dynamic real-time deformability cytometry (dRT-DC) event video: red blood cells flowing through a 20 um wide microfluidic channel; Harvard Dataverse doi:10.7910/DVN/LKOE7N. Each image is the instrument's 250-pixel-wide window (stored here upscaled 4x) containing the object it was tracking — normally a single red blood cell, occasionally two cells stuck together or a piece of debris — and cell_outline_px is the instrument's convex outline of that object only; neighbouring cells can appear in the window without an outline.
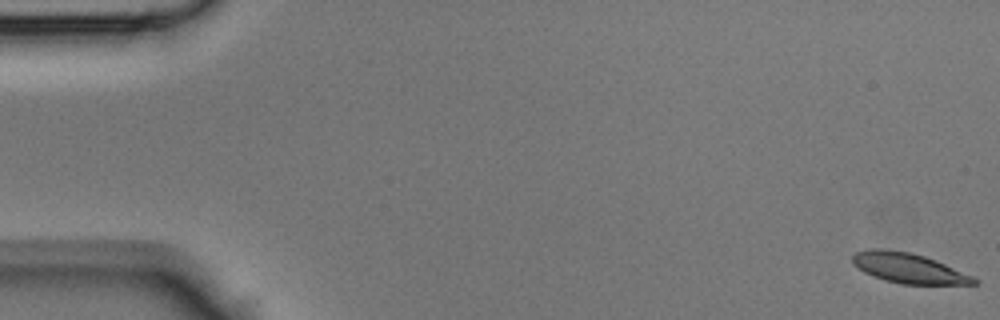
{"species": "Egyptian fruit bat (a non-hibernating species)", "species_latin": "Rousettus aegyptiacus", "temperature_condition": "room temperature", "stored_images_in_passage": 44, "camera_frame_rate_fps": 3000, "um_per_image_px": 0.085, "animal": {"sex": "male"}, "frame": {"image": 1, "passage_image": 1, "time_ms": 0.0, "image_size_px": [1000, 320], "cell_outline_px": [[980, 284], [900, 284], [884, 280], [864, 272], [852, 264], [852, 256], [856, 252], [872, 248], [880, 248], [912, 252], [936, 260], [972, 276], [980, 280]], "centroid_in_image_um": [77.22, 22.78], "position_along_channel_um": 7.8, "area_um2": 21.33}}
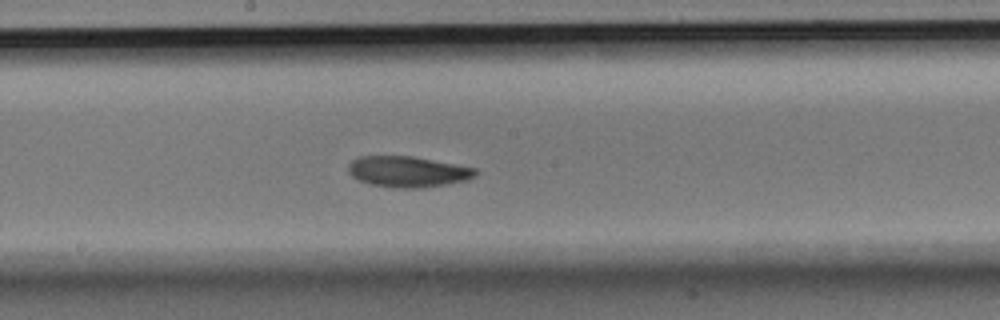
{"frame": {"image": 2, "passage_image": 24, "time_ms": 7.667, "image_size_px": [1000, 320], "cell_outline_px": [[476, 176], [468, 180], [420, 188], [392, 188], [368, 184], [352, 176], [348, 172], [348, 164], [352, 160], [360, 156], [412, 156], [476, 168]], "centroid_in_image_um": [34.63, 14.59], "position_along_channel_um": 213.6, "area_um2": 22.89}}
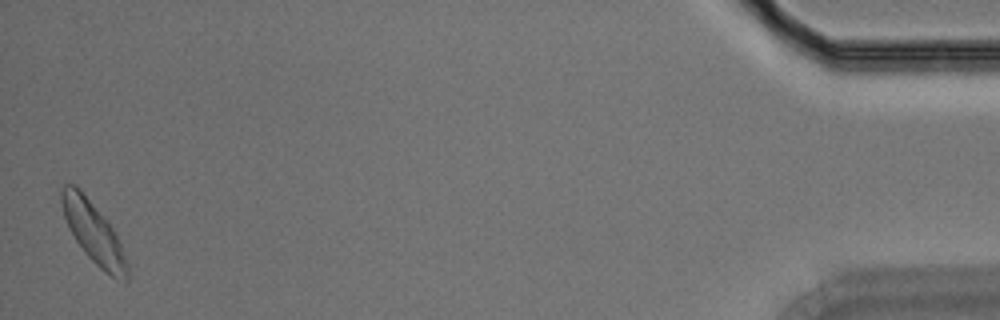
{"frame": {"image": 3, "passage_image": 44, "time_ms": 14.333, "image_size_px": [1000, 320], "cell_outline_px": [[128, 280], [116, 280], [104, 272], [84, 252], [68, 228], [64, 216], [60, 200], [60, 188], [64, 184], [76, 184], [80, 188], [112, 228], [120, 240], [128, 264]], "centroid_in_image_um": [7.93, 19.76], "position_along_channel_um": 427.3, "area_um2": 23.35}}